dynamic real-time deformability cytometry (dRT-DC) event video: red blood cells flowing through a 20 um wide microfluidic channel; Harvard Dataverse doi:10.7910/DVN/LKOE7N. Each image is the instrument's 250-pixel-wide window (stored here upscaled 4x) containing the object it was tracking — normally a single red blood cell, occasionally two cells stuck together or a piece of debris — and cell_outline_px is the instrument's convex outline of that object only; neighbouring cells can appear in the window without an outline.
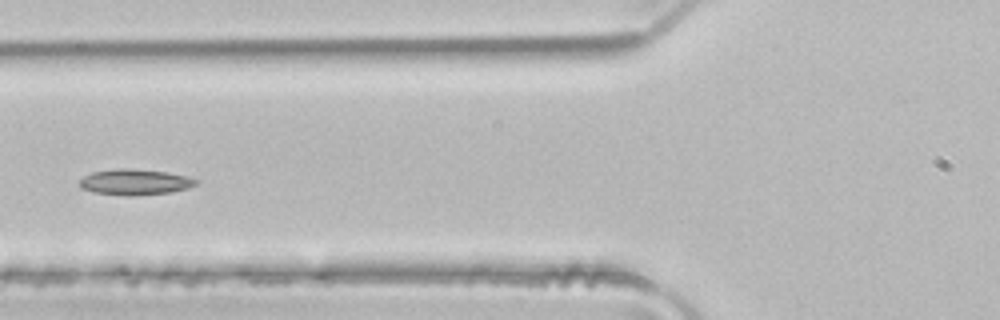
{"species": "common noctule bat (a hibernating species)", "species_latin": "Nyctalus noctula", "temperature_condition": "room temperature", "stored_images_in_passage": 5, "camera_frame_rate_fps": 3000, "um_per_image_px": 0.085, "animal": {"sex": "male", "body_mass_g": 21.5, "forearm_length_mm": 52.0}, "frame": {"image": 1, "passage_image": 4, "time_ms": 1.0, "image_size_px": [1000, 320], "cell_outline_px": [[200, 180], [196, 184], [188, 188], [172, 192], [132, 196], [124, 196], [92, 192], [80, 188], [80, 180], [84, 176], [92, 172], [116, 168], [128, 168], [168, 172]], "centroid_in_image_um": [11.45, 15.48], "position_along_channel_um": 114.3, "area_um2": 17.63}}
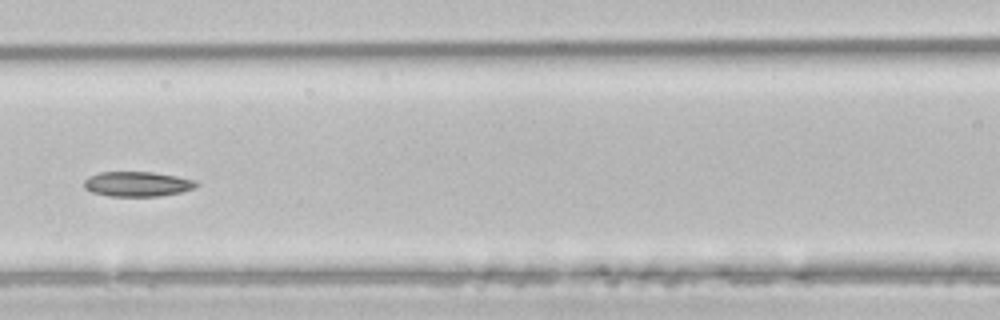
{"frame": {"image": 2, "passage_image": 5, "time_ms": 1.333, "image_size_px": [1000, 320], "cell_outline_px": [[200, 184], [196, 188], [180, 192], [160, 196], [108, 196], [92, 192], [84, 188], [84, 180], [88, 176], [100, 172], [152, 172], [176, 176], [196, 180]], "centroid_in_image_um": [11.68, 15.64], "position_along_channel_um": 154.9, "area_um2": 16.42}}